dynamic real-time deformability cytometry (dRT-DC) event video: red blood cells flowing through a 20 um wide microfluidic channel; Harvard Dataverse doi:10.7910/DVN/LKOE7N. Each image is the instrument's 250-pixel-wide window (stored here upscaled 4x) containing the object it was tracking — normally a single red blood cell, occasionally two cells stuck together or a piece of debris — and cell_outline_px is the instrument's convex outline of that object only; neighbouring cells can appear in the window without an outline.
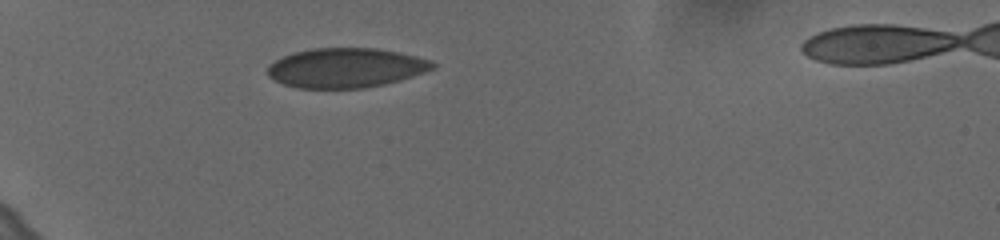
{"species": "human", "species_latin": "Homo sapiens", "temperature_condition": "cold", "stored_images_in_passage": 1, "camera_frame_rate_fps": 3000, "um_per_image_px": 0.085, "donor": {"sex": "female"}, "frame": {"image": 1, "passage_image": 1, "time_ms": 0.0, "image_size_px": [1000, 240], "cell_outline_px": [[436, 68], [400, 80], [384, 84], [364, 88], [300, 88], [284, 84], [268, 76], [268, 64], [292, 52], [312, 48], [376, 48], [416, 56], [432, 60], [436, 64]], "centroid_in_image_um": [29.4, 5.76], "position_along_channel_um": 55.6, "area_um2": 38.03}}